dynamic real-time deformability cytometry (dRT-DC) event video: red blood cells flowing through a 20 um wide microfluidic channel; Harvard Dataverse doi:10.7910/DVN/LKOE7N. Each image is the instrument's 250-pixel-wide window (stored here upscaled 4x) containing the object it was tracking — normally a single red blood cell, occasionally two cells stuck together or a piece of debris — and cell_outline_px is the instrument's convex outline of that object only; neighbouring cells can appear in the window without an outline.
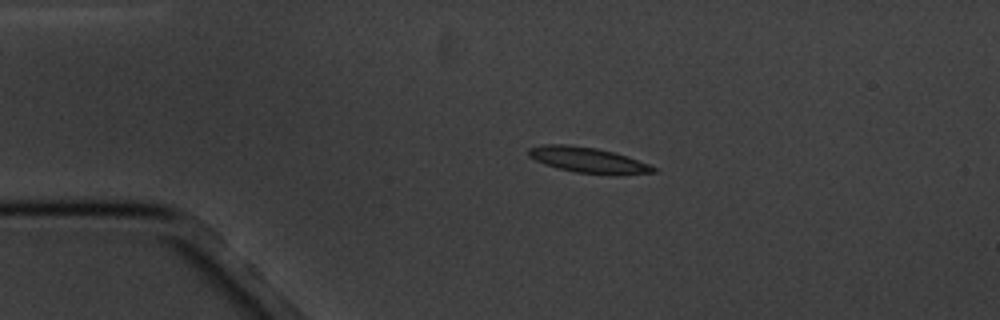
{"species": "common noctule bat (a hibernating species)", "species_latin": "Nyctalus noctula", "temperature_condition": "cold", "stored_images_in_passage": 3, "camera_frame_rate_fps": 3000, "um_per_image_px": 0.085, "animal": {"sex": "male", "body_mass_g": 20.1, "forearm_length_mm": 53.5}, "frame": {"image": 1, "passage_image": 2, "time_ms": 2.333, "image_size_px": [1000, 320], "cell_outline_px": [[656, 172], [620, 176], [612, 176], [576, 172], [544, 164], [528, 156], [528, 148], [544, 144], [568, 144], [596, 148], [628, 156], [648, 164], [656, 168]], "centroid_in_image_um": [50.02, 13.62], "position_along_channel_um": 35.0, "area_um2": 18.79}}